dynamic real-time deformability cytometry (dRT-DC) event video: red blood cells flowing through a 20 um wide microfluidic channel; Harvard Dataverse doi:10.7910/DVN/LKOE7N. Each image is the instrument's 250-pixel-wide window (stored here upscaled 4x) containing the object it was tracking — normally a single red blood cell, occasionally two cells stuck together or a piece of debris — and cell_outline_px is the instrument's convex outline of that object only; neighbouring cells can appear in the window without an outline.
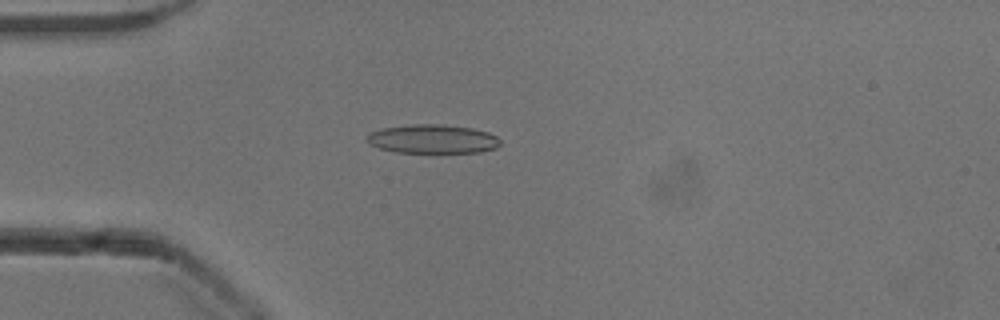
{"species": "common noctule bat (a hibernating species)", "species_latin": "Nyctalus noctula", "temperature_condition": "cold", "stored_images_in_passage": 49, "camera_frame_rate_fps": 3000, "um_per_image_px": 0.085, "animal": {"sex": "male", "body_mass_g": 13.3}, "frame": {"image": 1, "passage_image": 11, "time_ms": 3.333, "image_size_px": [1000, 320], "cell_outline_px": [[500, 144], [496, 148], [480, 152], [396, 152], [380, 148], [368, 144], [364, 140], [368, 132], [380, 128], [412, 124], [444, 124], [472, 128], [488, 132], [496, 136], [500, 140]], "centroid_in_image_um": [36.72, 11.8], "position_along_channel_um": 48.3, "area_um2": 22.66}}
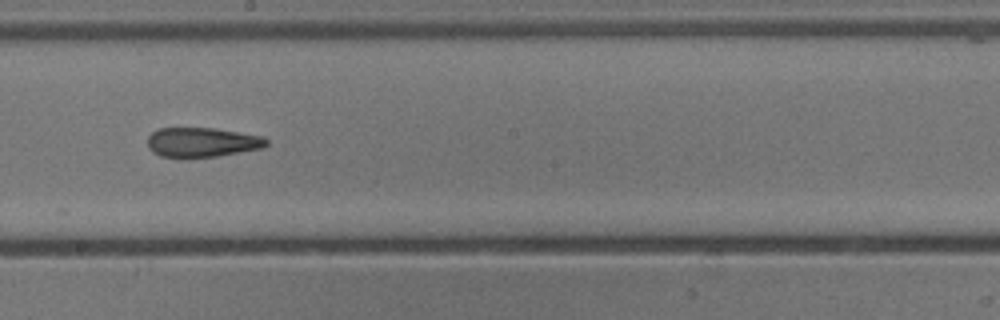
{"frame": {"image": 2, "passage_image": 26, "time_ms": 8.333, "image_size_px": [1000, 320], "cell_outline_px": [[268, 144], [264, 148], [216, 156], [188, 160], [184, 160], [160, 156], [152, 152], [148, 148], [148, 136], [156, 128], [216, 128], [264, 136], [268, 140]], "centroid_in_image_um": [17.15, 12.12], "position_along_channel_um": 231.1, "area_um2": 21.27}}
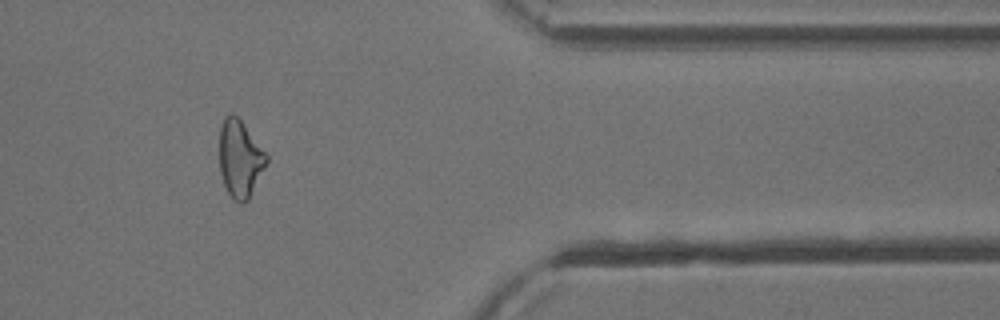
{"frame": {"image": 3, "passage_image": 40, "time_ms": 13.0, "image_size_px": [1000, 320], "cell_outline_px": [[268, 160], [248, 200], [244, 204], [240, 204], [228, 192], [224, 184], [220, 172], [220, 128], [224, 116], [228, 112], [232, 112], [240, 120], [268, 156]], "centroid_in_image_um": [20.38, 13.48], "position_along_channel_um": 391.0, "area_um2": 20.81}, "authors_computed_cell_mechanics": {"area_um2": 21.7906, "velocity_mm_per_s": 3.9288, "shape_relaxation_time_tau1_ms": null, "shape_relaxation_time_tau2_ms": 3.8566, "deformation_change_tau1": null, "deformation_change_tau2": 0.1435}}